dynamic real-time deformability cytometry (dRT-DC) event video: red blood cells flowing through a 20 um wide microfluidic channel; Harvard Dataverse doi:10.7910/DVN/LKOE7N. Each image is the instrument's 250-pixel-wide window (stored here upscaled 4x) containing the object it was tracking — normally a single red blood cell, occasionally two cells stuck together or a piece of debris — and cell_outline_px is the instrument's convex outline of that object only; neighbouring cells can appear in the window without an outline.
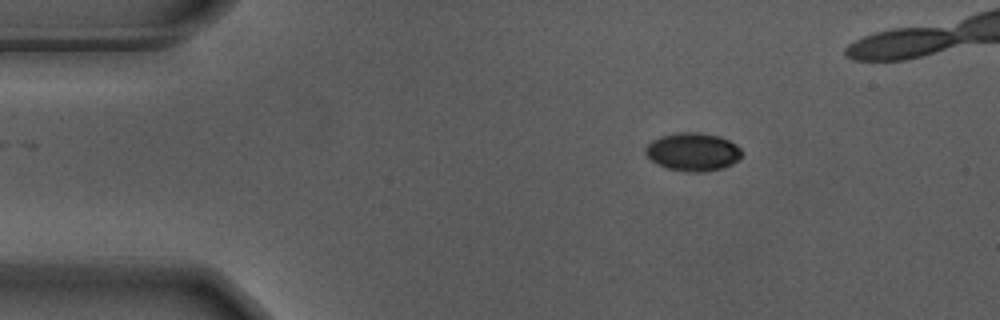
{"species": "Egyptian fruit bat (a non-hibernating species)", "species_latin": "Rousettus aegyptiacus", "temperature_condition": "warm", "stored_images_in_passage": 42, "camera_frame_rate_fps": 3000, "um_per_image_px": 0.085, "animal": {"sex": "male"}, "frame": {"image": 1, "passage_image": 1, "time_ms": 0.0, "image_size_px": [1000, 320], "cell_outline_px": [[744, 152], [740, 160], [724, 168], [704, 172], [688, 172], [668, 168], [656, 164], [644, 152], [644, 148], [652, 140], [660, 136], [680, 132], [696, 132], [720, 136], [736, 144]], "centroid_in_image_um": [58.92, 12.91], "position_along_channel_um": 26.1, "area_um2": 21.68}}
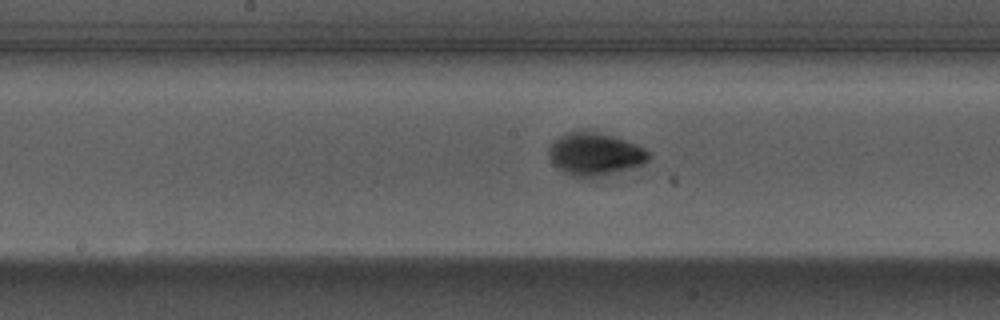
{"frame": {"image": 2, "passage_image": 20, "time_ms": 6.333, "image_size_px": [1000, 320], "cell_outline_px": [[652, 156], [644, 164], [592, 180], [572, 176], [564, 172], [552, 164], [548, 156], [548, 148], [552, 140], [564, 132], [580, 128], [596, 132], [624, 140], [636, 144], [644, 148]], "centroid_in_image_um": [50.51, 13.1], "position_along_channel_um": 197.7, "area_um2": 25.78}}
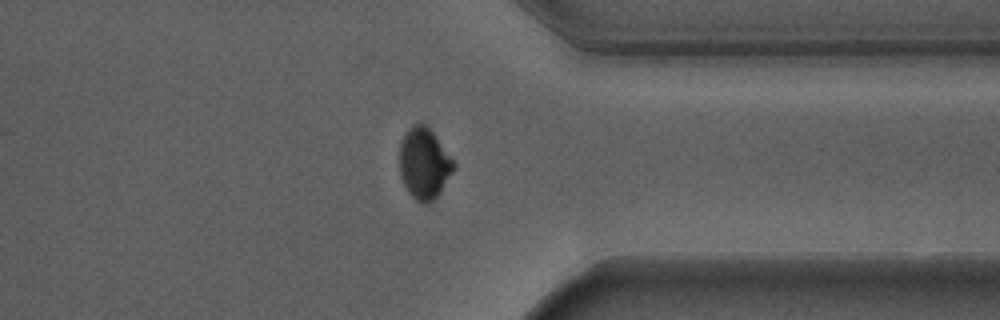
{"frame": {"image": 3, "passage_image": 35, "time_ms": 11.333, "image_size_px": [1000, 320], "cell_outline_px": [[456, 168], [440, 192], [428, 204], [424, 204], [416, 200], [408, 192], [400, 176], [400, 144], [408, 128], [412, 124], [420, 120], [432, 132], [456, 164]], "centroid_in_image_um": [36.05, 13.89], "position_along_channel_um": 375.4, "area_um2": 22.37}, "authors_computed_cell_mechanics": {"area_um2": 23.2934, "velocity_mm_per_s": 3.676, "shape_relaxation_time_tau1_ms": 1.8765, "shape_relaxation_time_tau2_ms": null, "deformation_change_tau1": 0.1656, "deformation_change_tau2": null}}